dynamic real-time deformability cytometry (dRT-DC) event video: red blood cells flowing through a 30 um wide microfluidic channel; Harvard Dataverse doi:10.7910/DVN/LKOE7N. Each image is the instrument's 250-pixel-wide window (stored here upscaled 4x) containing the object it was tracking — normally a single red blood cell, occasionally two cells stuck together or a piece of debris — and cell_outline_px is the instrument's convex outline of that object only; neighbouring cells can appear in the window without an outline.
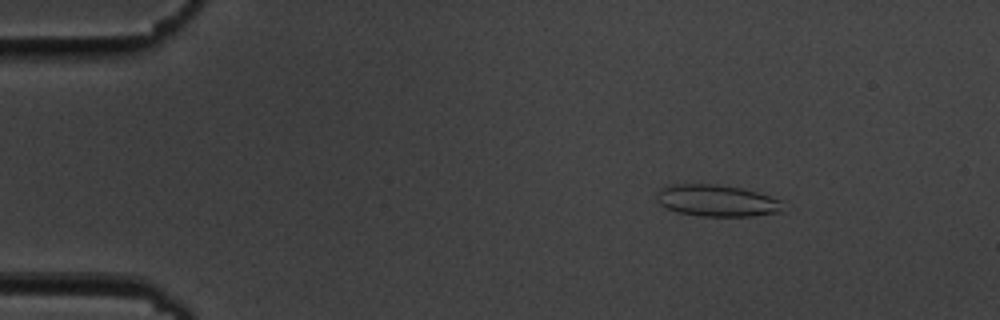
{"species": "common noctule bat (a hibernating species)", "species_latin": "Nyctalus noctula", "temperature_condition": "cold", "stored_images_in_passage": 54, "camera_frame_rate_fps": 3000, "um_per_image_px": 0.085, "animal": {"sex": "male", "body_mass_g": 19.5, "forearm_length_mm": 54.6}, "frame": {"image": 1, "passage_image": 8, "time_ms": 2.333, "image_size_px": [1000, 320], "cell_outline_px": [[784, 212], [752, 216], [704, 216], [676, 212], [660, 204], [656, 200], [656, 192], [660, 188], [672, 184], [716, 184], [740, 188], [756, 192], [780, 200]], "centroid_in_image_um": [60.9, 17.05], "position_along_channel_um": 24.1, "area_um2": 23.29}}
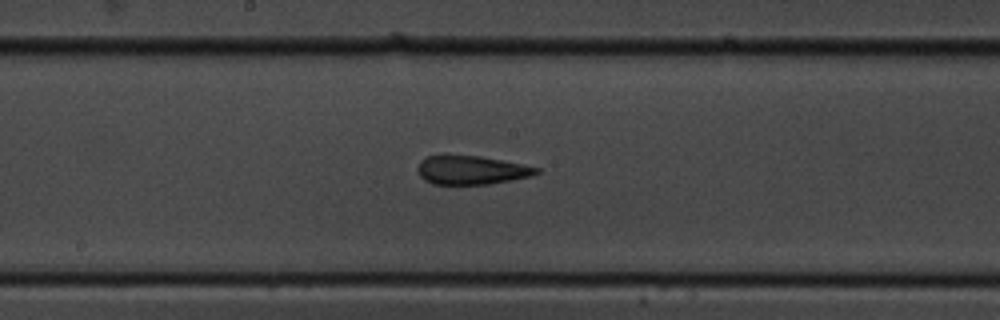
{"frame": {"image": 2, "passage_image": 29, "time_ms": 9.333, "image_size_px": [1000, 320], "cell_outline_px": [[540, 172], [532, 176], [488, 184], [432, 184], [424, 180], [420, 176], [416, 168], [420, 160], [428, 156], [480, 156], [540, 168]], "centroid_in_image_um": [40.04, 14.47], "position_along_channel_um": 208.2, "area_um2": 19.65}}
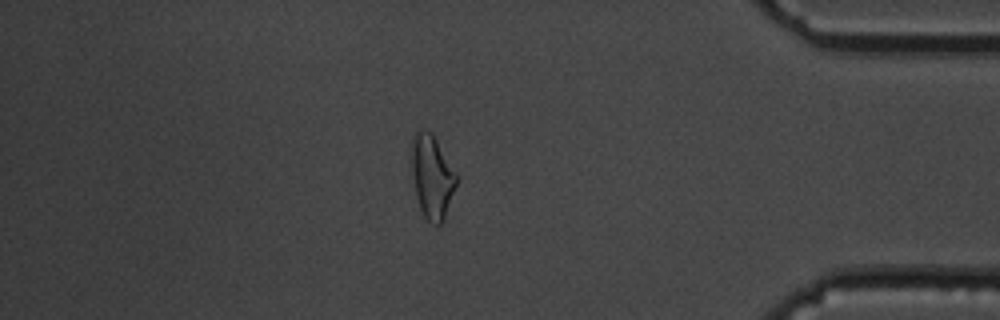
{"frame": {"image": 3, "passage_image": 47, "time_ms": 15.333, "image_size_px": [1000, 320], "cell_outline_px": [[460, 176], [444, 216], [440, 224], [436, 224], [428, 220], [424, 216], [420, 208], [416, 196], [412, 172], [412, 136], [416, 128], [424, 128], [432, 132]], "centroid_in_image_um": [36.74, 14.91], "position_along_channel_um": 398.5, "area_um2": 22.02}, "authors_computed_cell_mechanics": {"area_um2": 21.3571, "velocity_mm_per_s": 3.6892, "shape_relaxation_time_tau1_ms": 5.1024, "shape_relaxation_time_tau2_ms": 0.9102, "deformation_change_tau1": 0.1676, "deformation_change_tau2": 0.1014}}